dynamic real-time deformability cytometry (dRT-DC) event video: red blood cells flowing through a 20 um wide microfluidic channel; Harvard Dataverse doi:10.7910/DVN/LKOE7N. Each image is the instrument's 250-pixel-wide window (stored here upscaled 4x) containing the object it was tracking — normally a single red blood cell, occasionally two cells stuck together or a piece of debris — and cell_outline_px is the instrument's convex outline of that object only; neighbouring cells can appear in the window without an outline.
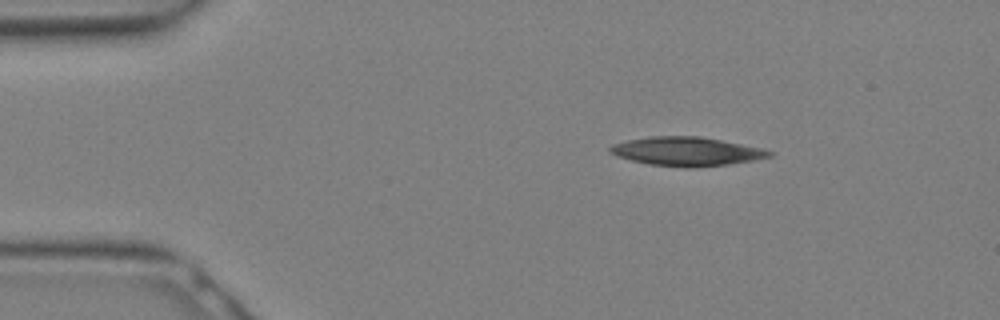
{"species": "Egyptian fruit bat (a non-hibernating species)", "species_latin": "Rousettus aegyptiacus", "temperature_condition": "warm", "stored_images_in_passage": 5, "camera_frame_rate_fps": 3000, "um_per_image_px": 0.085, "animal": {"sex": "female"}, "frame": {"image": 1, "passage_image": 1, "time_ms": 0.0, "image_size_px": [1000, 320], "cell_outline_px": [[776, 152], [772, 156], [756, 160], [728, 164], [692, 168], [684, 168], [652, 164], [632, 160], [616, 156], [608, 152], [608, 148], [612, 144], [628, 140], [652, 136], [700, 136], [764, 148]], "centroid_in_image_um": [58.4, 12.87], "position_along_channel_um": 26.6, "area_um2": 26.93}}
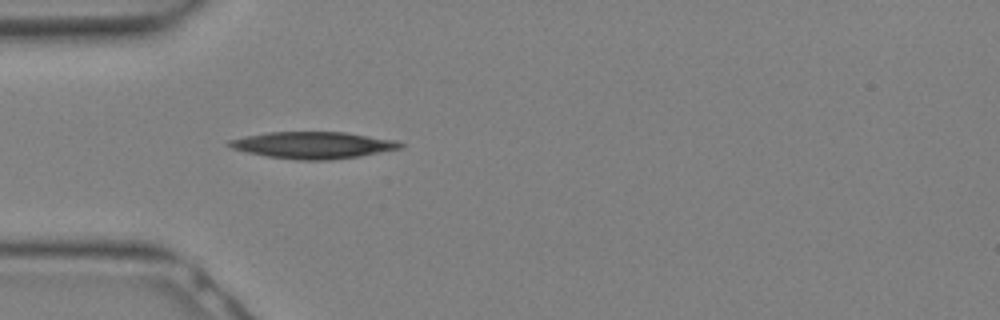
{"frame": {"image": 2, "passage_image": 5, "time_ms": 1.333, "image_size_px": [1000, 320], "cell_outline_px": [[404, 148], [360, 156], [332, 160], [296, 160], [268, 156], [248, 152], [232, 148], [228, 144], [228, 140], [268, 132], [344, 132], [396, 140], [404, 144]], "centroid_in_image_um": [26.68, 12.34], "position_along_channel_um": 58.3, "area_um2": 26.59}}